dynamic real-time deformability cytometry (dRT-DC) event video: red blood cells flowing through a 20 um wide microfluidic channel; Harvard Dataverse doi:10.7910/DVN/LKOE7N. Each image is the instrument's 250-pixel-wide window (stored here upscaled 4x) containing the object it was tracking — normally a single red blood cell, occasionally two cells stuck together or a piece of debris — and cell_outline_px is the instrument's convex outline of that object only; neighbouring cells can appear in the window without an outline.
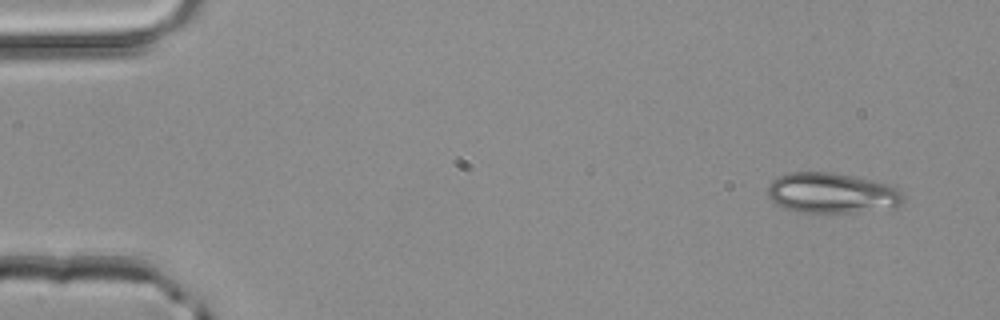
{"species": "common noctule bat (a hibernating species)", "species_latin": "Nyctalus noctula", "temperature_condition": "room temperature", "stored_images_in_passage": 3, "camera_frame_rate_fps": 3000, "um_per_image_px": 0.085, "animal": {"sex": "male", "body_mass_g": 20.4}, "frame": {"image": 1, "passage_image": 1, "time_ms": 0.0, "image_size_px": [1000, 320], "cell_outline_px": [[908, 196], [896, 208], [852, 212], [796, 212], [784, 208], [776, 204], [768, 196], [768, 184], [776, 176], [788, 172], [832, 172], [892, 184]], "centroid_in_image_um": [70.74, 16.4], "position_along_channel_um": 14.3, "area_um2": 32.43}}